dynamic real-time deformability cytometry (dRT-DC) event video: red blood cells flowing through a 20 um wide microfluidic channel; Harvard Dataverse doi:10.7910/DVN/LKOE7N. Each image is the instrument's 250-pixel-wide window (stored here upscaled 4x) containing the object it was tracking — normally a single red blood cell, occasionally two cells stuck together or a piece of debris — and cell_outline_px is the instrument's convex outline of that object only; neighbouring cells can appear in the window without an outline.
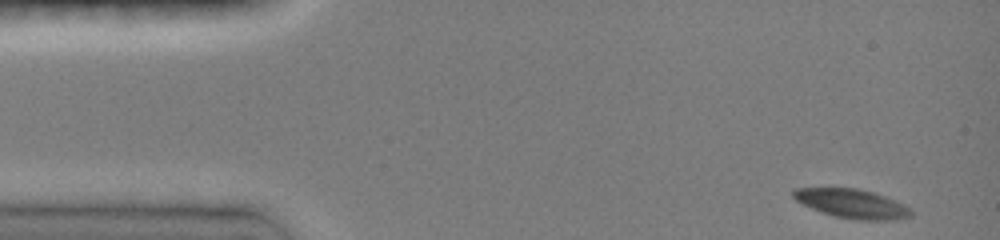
{"species": "common noctule bat (a hibernating species)", "species_latin": "Nyctalus noctula", "temperature_condition": "room temperature", "stored_images_in_passage": 5, "camera_frame_rate_fps": 3000, "um_per_image_px": 0.085, "animal": {"sex": "female", "body_mass_g": 19.0, "forearm_length_mm": 51.5}, "frame": {"image": 1, "passage_image": 1, "time_ms": 0.0, "image_size_px": [1000, 240], "cell_outline_px": [[912, 216], [896, 220], [860, 220], [832, 216], [820, 212], [796, 200], [792, 196], [792, 192], [796, 188], [856, 188], [872, 192], [896, 200], [912, 208]], "centroid_in_image_um": [72.46, 17.32], "position_along_channel_um": 12.5, "area_um2": 20.0}}
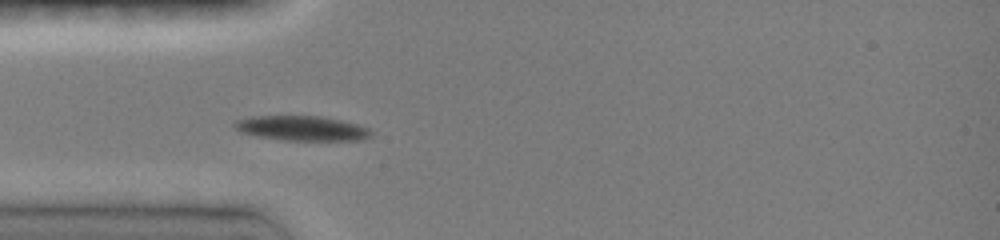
{"frame": {"image": 2, "passage_image": 5, "time_ms": 3.667, "image_size_px": [1000, 240], "cell_outline_px": [[372, 136], [360, 140], [280, 140], [240, 132], [232, 124], [236, 120], [248, 116], [320, 116], [340, 120], [356, 124], [368, 128], [372, 132]], "centroid_in_image_um": [25.64, 10.9], "position_along_channel_um": 59.4, "area_um2": 19.65}}